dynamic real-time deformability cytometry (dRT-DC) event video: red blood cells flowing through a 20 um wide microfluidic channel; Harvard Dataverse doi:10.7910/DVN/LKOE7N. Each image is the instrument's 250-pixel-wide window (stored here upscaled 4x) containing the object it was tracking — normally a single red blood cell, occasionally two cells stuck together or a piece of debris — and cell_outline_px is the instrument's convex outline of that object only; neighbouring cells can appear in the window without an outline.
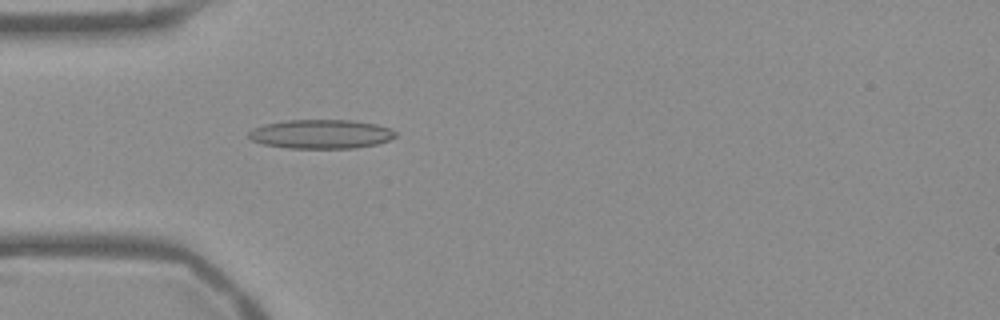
{"species": "Egyptian fruit bat (a non-hibernating species)", "species_latin": "Rousettus aegyptiacus", "temperature_condition": "warm", "stored_images_in_passage": 53, "camera_frame_rate_fps": 3000, "um_per_image_px": 0.085, "frame": {"image": 1, "passage_image": 15, "time_ms": 4.667, "image_size_px": [1000, 320], "cell_outline_px": [[396, 136], [388, 140], [376, 144], [356, 148], [288, 148], [264, 144], [252, 140], [248, 136], [248, 132], [252, 128], [264, 124], [288, 120], [352, 120], [376, 124], [388, 128], [396, 132]], "centroid_in_image_um": [27.27, 11.39], "position_along_channel_um": 57.7, "area_um2": 24.8}}
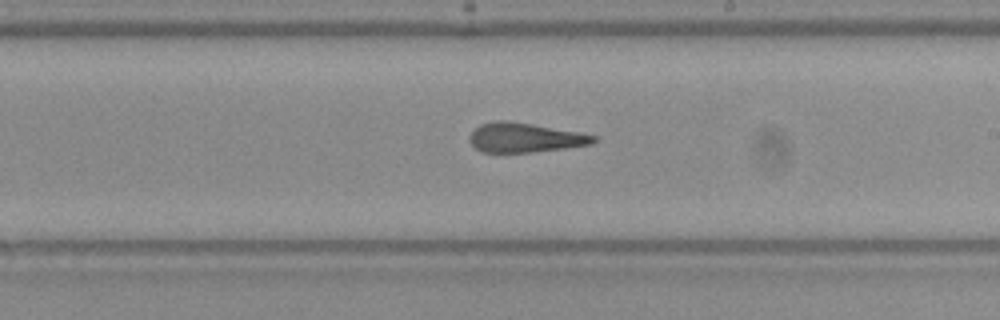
{"frame": {"image": 2, "passage_image": 30, "time_ms": 9.667, "image_size_px": [1000, 320], "cell_outline_px": [[596, 140], [592, 144], [564, 148], [532, 152], [480, 152], [468, 140], [468, 136], [480, 124], [496, 120], [508, 120], [580, 132], [596, 136]], "centroid_in_image_um": [44.59, 11.69], "position_along_channel_um": 244.4, "area_um2": 21.27}}
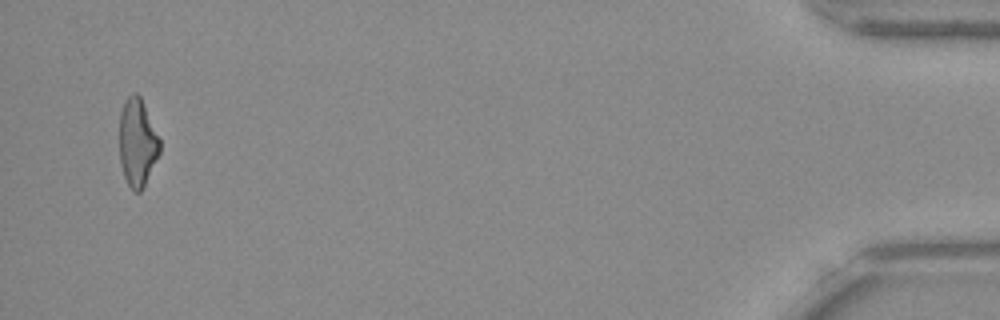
{"frame": {"image": 3, "passage_image": 51, "time_ms": 16.667, "image_size_px": [1000, 320], "cell_outline_px": [[160, 152], [140, 192], [132, 192], [124, 176], [120, 164], [120, 112], [128, 96], [132, 92], [136, 92], [140, 96], [160, 140]], "centroid_in_image_um": [11.66, 12.12], "position_along_channel_um": 423.5, "area_um2": 20.35}, "authors_computed_cell_mechanics": {"area_um2": 22.3108, "velocity_mm_per_s": 3.7868, "shape_relaxation_time_tau1_ms": 8.431, "shape_relaxation_time_tau2_ms": 2.3605, "deformation_change_tau1": 0.2483, "deformation_change_tau2": 0.1486}}